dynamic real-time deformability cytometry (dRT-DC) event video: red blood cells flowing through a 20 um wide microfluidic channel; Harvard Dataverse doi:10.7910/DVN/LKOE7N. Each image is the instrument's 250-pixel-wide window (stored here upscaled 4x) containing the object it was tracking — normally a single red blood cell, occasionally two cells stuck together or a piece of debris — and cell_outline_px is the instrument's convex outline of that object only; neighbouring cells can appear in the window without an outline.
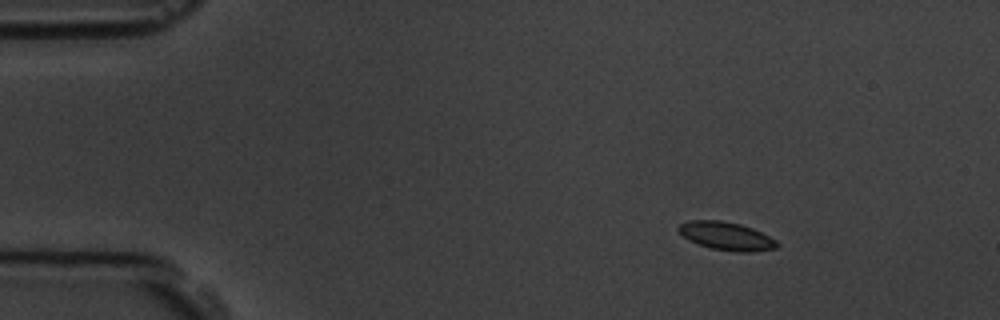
{"species": "common noctule bat (a hibernating species)", "species_latin": "Nyctalus noctula", "temperature_condition": "room temperature", "stored_images_in_passage": 14, "camera_frame_rate_fps": 3000, "um_per_image_px": 0.085, "animal": {"sex": "male", "body_mass_g": 19.5, "forearm_length_mm": 54.6}, "frame": {"image": 1, "passage_image": 2, "time_ms": 1.0, "image_size_px": [1000, 320], "cell_outline_px": [[780, 244], [776, 248], [752, 252], [736, 252], [712, 248], [688, 240], [676, 228], [680, 224], [688, 220], [720, 220], [740, 224], [752, 228], [776, 240]], "centroid_in_image_um": [61.74, 20.06], "position_along_channel_um": 23.3, "area_um2": 16.07}}
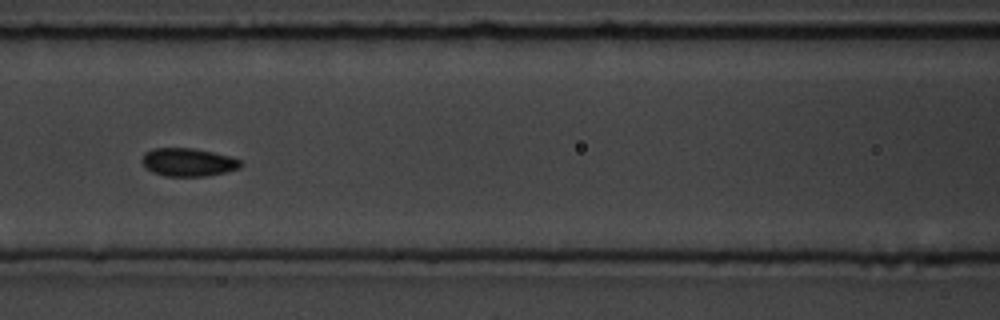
{"frame": {"image": 2, "passage_image": 6, "time_ms": 6.667, "image_size_px": [1000, 320], "cell_outline_px": [[244, 164], [240, 168], [224, 172], [204, 176], [164, 176], [152, 172], [140, 160], [144, 152], [152, 148], [192, 148], [212, 152], [228, 156], [240, 160]], "centroid_in_image_um": [15.97, 13.78], "position_along_channel_um": 150.6, "area_um2": 16.13}}
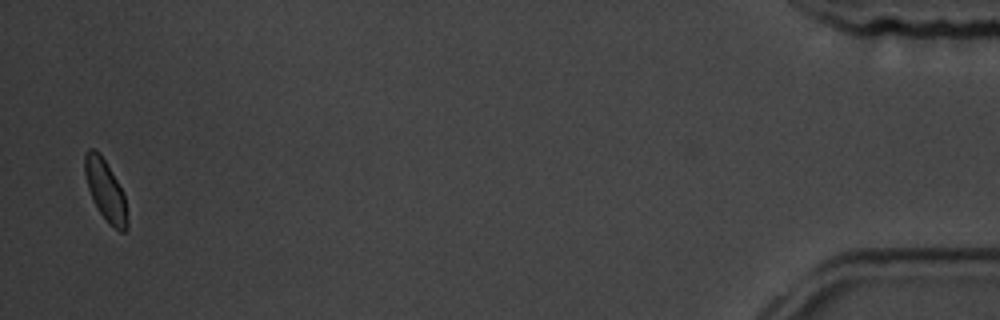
{"frame": {"image": 3, "passage_image": 14, "time_ms": 16.667, "image_size_px": [1000, 320], "cell_outline_px": [[128, 228], [124, 232], [120, 232], [100, 212], [92, 200], [88, 188], [84, 172], [84, 156], [88, 148], [96, 148], [100, 152], [124, 192], [128, 220]], "centroid_in_image_um": [8.96, 16.13], "position_along_channel_um": 426.2, "area_um2": 15.09}, "authors_computed_cell_mechanics": {"area_um2": 16.0684, "velocity_mm_per_s": 3.653, "shape_relaxation_time_tau1_ms": 5.9808, "shape_relaxation_time_tau2_ms": null, "deformation_change_tau1": 0.0675, "deformation_change_tau2": null}}